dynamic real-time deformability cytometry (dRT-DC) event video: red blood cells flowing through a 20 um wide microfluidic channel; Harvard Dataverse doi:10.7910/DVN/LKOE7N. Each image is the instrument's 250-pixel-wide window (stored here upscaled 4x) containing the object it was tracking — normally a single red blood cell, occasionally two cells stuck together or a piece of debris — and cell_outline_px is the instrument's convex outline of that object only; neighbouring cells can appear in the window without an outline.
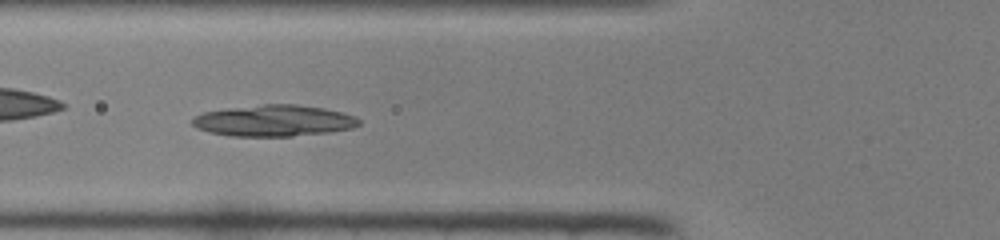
{"species": "common noctule bat (a hibernating species)", "species_latin": "Nyctalus noctula", "temperature_condition": "room temperature", "stored_images_in_passage": 47, "camera_frame_rate_fps": 3000, "um_per_image_px": 0.085, "animal": {"sex": "female", "body_mass_g": 22.0, "forearm_length_mm": 56.7}, "frame": {"image": 1, "passage_image": 17, "time_ms": 5.333, "image_size_px": [1000, 240], "cell_outline_px": [[360, 124], [352, 128], [332, 132], [292, 136], [228, 136], [208, 132], [196, 128], [192, 124], [192, 116], [204, 112], [228, 108], [264, 104], [296, 104], [324, 108], [356, 116], [360, 120]], "centroid_in_image_um": [23.26, 10.26], "position_along_channel_um": 102.5, "area_um2": 30.63}}
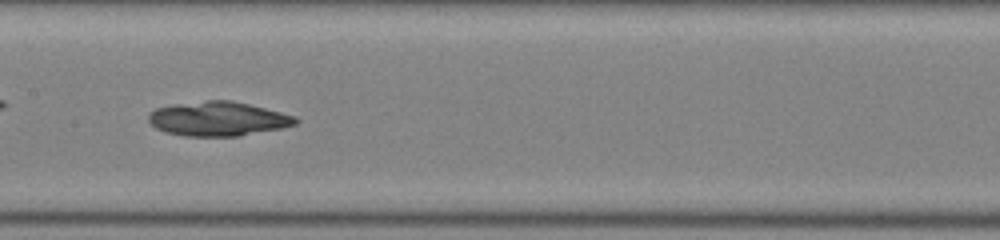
{"frame": {"image": 2, "passage_image": 23, "time_ms": 7.333, "image_size_px": [1000, 240], "cell_outline_px": [[300, 120], [296, 124], [280, 128], [240, 136], [184, 136], [164, 132], [156, 128], [148, 120], [148, 116], [156, 108], [172, 104], [208, 100], [232, 100], [296, 116]], "centroid_in_image_um": [18.52, 10.1], "position_along_channel_um": 188.9, "area_um2": 29.36}}
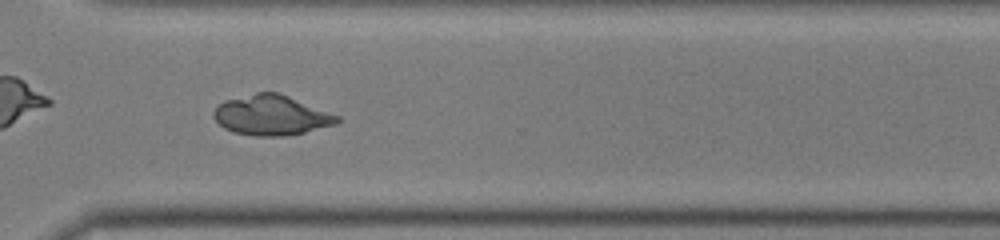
{"frame": {"image": 3, "passage_image": 34, "time_ms": 11.0, "image_size_px": [1000, 240], "cell_outline_px": [[340, 120], [336, 124], [304, 132], [284, 136], [256, 136], [232, 132], [224, 128], [212, 116], [212, 112], [224, 100], [256, 92], [280, 92], [340, 116]], "centroid_in_image_um": [23.06, 9.78], "position_along_channel_um": 347.5, "area_um2": 28.9}}